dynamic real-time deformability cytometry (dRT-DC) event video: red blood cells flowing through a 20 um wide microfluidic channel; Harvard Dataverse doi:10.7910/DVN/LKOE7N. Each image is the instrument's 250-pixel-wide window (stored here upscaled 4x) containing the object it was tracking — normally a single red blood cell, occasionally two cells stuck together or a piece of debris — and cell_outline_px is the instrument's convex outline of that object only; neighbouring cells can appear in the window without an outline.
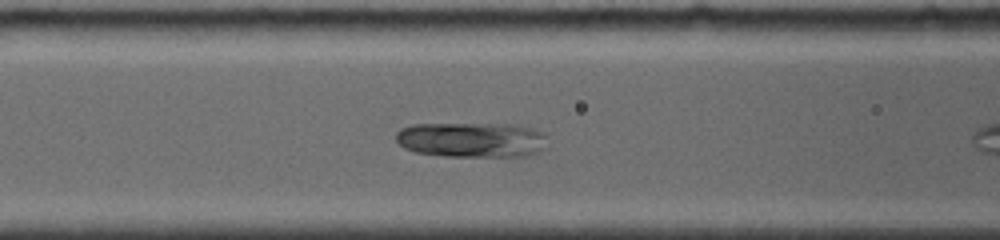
{"species": "common noctule bat (a hibernating species)", "species_latin": "Nyctalus noctula", "temperature_condition": "room temperature", "stored_images_in_passage": 5, "camera_frame_rate_fps": 4000, "um_per_image_px": 0.085, "animal": {"sex": "female", "body_mass_g": 19.0, "forearm_length_mm": 56.7}, "frame": {"image": 1, "passage_image": 4, "time_ms": 2.25, "image_size_px": [1000, 240], "cell_outline_px": [[544, 148], [540, 152], [528, 156], [444, 156], [416, 152], [404, 148], [396, 140], [396, 132], [400, 128], [412, 124], [512, 124], [532, 128], [544, 132]], "centroid_in_image_um": [40.08, 11.88], "position_along_channel_um": 126.5, "area_um2": 31.1}}